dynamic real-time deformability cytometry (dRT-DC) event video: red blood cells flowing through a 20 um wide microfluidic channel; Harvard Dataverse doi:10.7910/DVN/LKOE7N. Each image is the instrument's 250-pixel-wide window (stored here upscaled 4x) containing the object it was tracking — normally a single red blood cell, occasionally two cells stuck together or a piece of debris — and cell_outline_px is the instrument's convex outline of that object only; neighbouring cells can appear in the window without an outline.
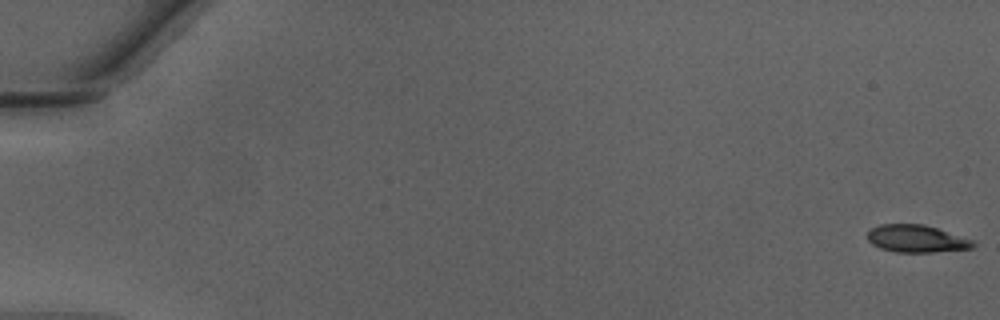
{"species": "Egyptian fruit bat (a non-hibernating species)", "species_latin": "Rousettus aegyptiacus", "temperature_condition": "warm", "stored_images_in_passage": 46, "camera_frame_rate_fps": 3000, "um_per_image_px": 0.085, "animal": {"sex": "male"}, "frame": {"image": 1, "passage_image": 1, "time_ms": 0.0, "image_size_px": [1000, 320], "cell_outline_px": [[976, 244], [972, 248], [932, 252], [896, 252], [880, 248], [872, 244], [868, 240], [868, 232], [872, 228], [880, 224], [924, 224], [976, 240]], "centroid_in_image_um": [77.94, 20.28], "position_along_channel_um": 7.1, "area_um2": 16.94}}
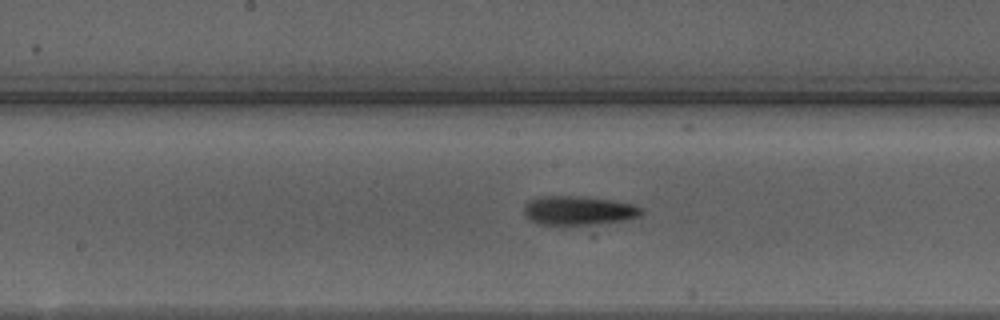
{"frame": {"image": 2, "passage_image": 27, "time_ms": 8.667, "image_size_px": [1000, 320], "cell_outline_px": [[644, 212], [636, 216], [624, 220], [584, 224], [540, 224], [532, 220], [524, 212], [524, 204], [528, 200], [540, 196], [576, 196], [612, 200], [632, 204], [644, 208]], "centroid_in_image_um": [49.16, 17.87], "position_along_channel_um": 199.0, "area_um2": 19.42}}
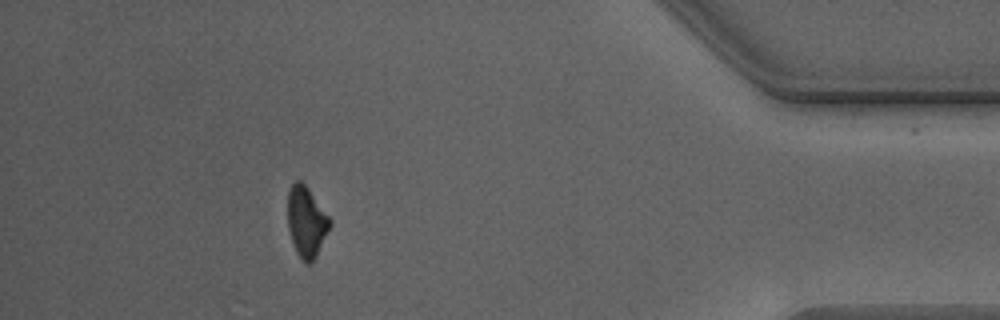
{"frame": {"image": 3, "passage_image": 45, "time_ms": 14.667, "image_size_px": [1000, 320], "cell_outline_px": [[332, 224], [312, 264], [304, 264], [296, 252], [288, 228], [288, 188], [296, 180], [300, 180], [308, 188], [332, 220]], "centroid_in_image_um": [26.05, 18.87], "position_along_channel_um": 409.2, "area_um2": 17.46}}